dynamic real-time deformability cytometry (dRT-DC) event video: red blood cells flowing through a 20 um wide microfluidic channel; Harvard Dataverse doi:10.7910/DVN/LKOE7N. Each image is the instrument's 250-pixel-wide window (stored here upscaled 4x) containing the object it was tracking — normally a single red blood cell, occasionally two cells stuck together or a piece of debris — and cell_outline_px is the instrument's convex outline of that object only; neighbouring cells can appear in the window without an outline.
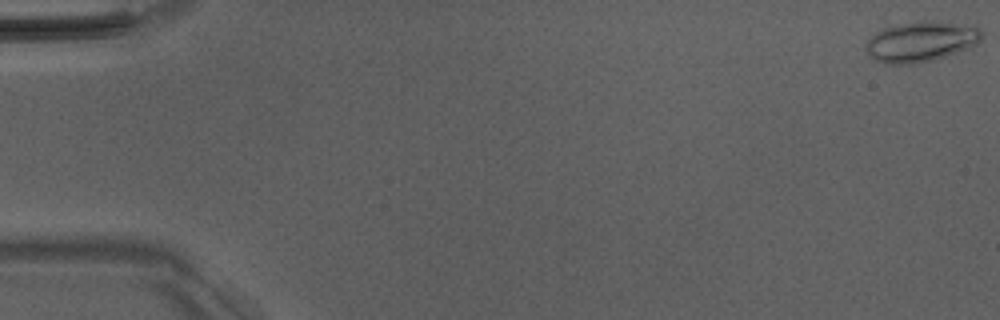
{"species": "Egyptian fruit bat (a non-hibernating species)", "species_latin": "Rousettus aegyptiacus", "temperature_condition": "room temperature", "stored_images_in_passage": 52, "camera_frame_rate_fps": 3000, "um_per_image_px": 0.085, "animal": {"sex": "male"}, "frame": {"image": 1, "passage_image": 1, "time_ms": 0.0, "image_size_px": [1000, 320], "cell_outline_px": [[984, 36], [972, 48], [932, 60], [912, 64], [888, 64], [876, 60], [868, 56], [864, 48], [864, 44], [876, 32], [884, 28], [924, 20], [936, 20], [976, 24], [980, 28]], "centroid_in_image_um": [78.35, 3.52], "position_along_channel_um": 6.6, "area_um2": 27.8}}
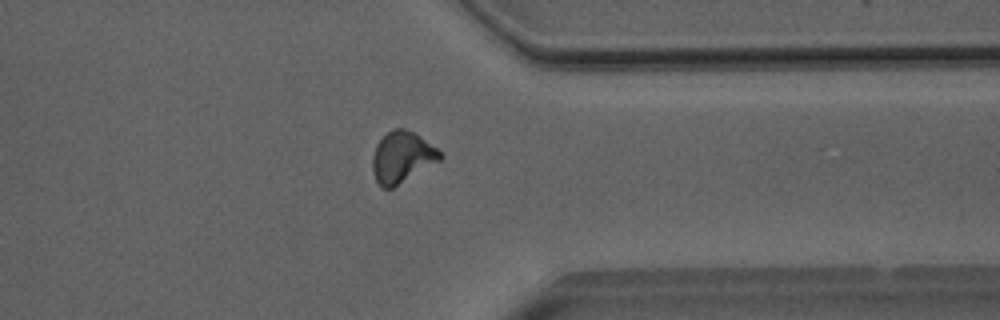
{"frame": {"image": 2, "passage_image": 41, "time_ms": 13.333, "image_size_px": [1000, 320], "cell_outline_px": [[444, 156], [440, 160], [392, 188], [384, 188], [376, 180], [372, 172], [372, 156], [376, 144], [392, 128], [404, 128], [412, 132], [436, 148]], "centroid_in_image_um": [34.14, 13.36], "position_along_channel_um": 377.3, "area_um2": 19.77}}
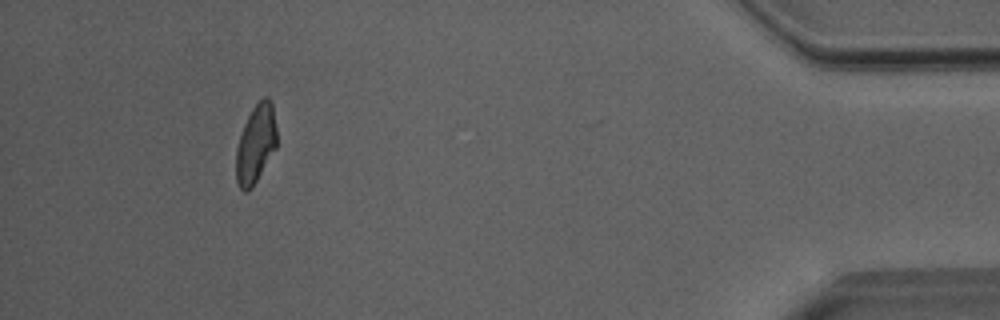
{"frame": {"image": 3, "passage_image": 48, "time_ms": 15.667, "image_size_px": [1000, 320], "cell_outline_px": [[276, 148], [252, 188], [248, 192], [244, 192], [240, 188], [236, 180], [236, 148], [244, 124], [252, 108], [264, 96], [268, 96], [272, 104], [276, 128]], "centroid_in_image_um": [21.73, 12.25], "position_along_channel_um": 413.5, "area_um2": 18.55}, "authors_computed_cell_mechanics": {"area_um2": 19.8254, "velocity_mm_per_s": 4.0347, "shape_relaxation_time_tau1_ms": 8.9933, "shape_relaxation_time_tau2_ms": 2.8533, "deformation_change_tau1": 0.2077, "deformation_change_tau2": 0.0976}}